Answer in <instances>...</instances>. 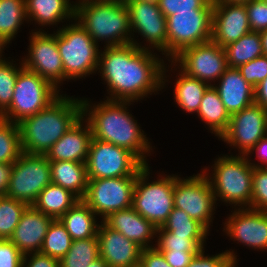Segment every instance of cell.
Here are the masks:
<instances>
[{"instance_id":"6da1fadb","label":"cell","mask_w":267,"mask_h":267,"mask_svg":"<svg viewBox=\"0 0 267 267\" xmlns=\"http://www.w3.org/2000/svg\"><path fill=\"white\" fill-rule=\"evenodd\" d=\"M104 48L98 70L109 88L107 100L135 102L165 87L166 66L150 49L132 43Z\"/></svg>"},{"instance_id":"7a4b0ae2","label":"cell","mask_w":267,"mask_h":267,"mask_svg":"<svg viewBox=\"0 0 267 267\" xmlns=\"http://www.w3.org/2000/svg\"><path fill=\"white\" fill-rule=\"evenodd\" d=\"M129 104L132 103L106 99L92 107L87 98H83L82 116H86L84 119L91 127L92 138L126 148L148 165L145 154H149L152 147L137 120L129 114L126 107Z\"/></svg>"},{"instance_id":"3957f363","label":"cell","mask_w":267,"mask_h":267,"mask_svg":"<svg viewBox=\"0 0 267 267\" xmlns=\"http://www.w3.org/2000/svg\"><path fill=\"white\" fill-rule=\"evenodd\" d=\"M82 117V99L60 95L45 109L18 124L22 152H46Z\"/></svg>"},{"instance_id":"277c9868","label":"cell","mask_w":267,"mask_h":267,"mask_svg":"<svg viewBox=\"0 0 267 267\" xmlns=\"http://www.w3.org/2000/svg\"><path fill=\"white\" fill-rule=\"evenodd\" d=\"M98 44L106 40L107 47L140 43L132 38L129 11L123 1L81 0L75 3V19ZM134 39V40H133ZM100 40V41H99Z\"/></svg>"},{"instance_id":"5b68a950","label":"cell","mask_w":267,"mask_h":267,"mask_svg":"<svg viewBox=\"0 0 267 267\" xmlns=\"http://www.w3.org/2000/svg\"><path fill=\"white\" fill-rule=\"evenodd\" d=\"M248 156L223 155L214 161L212 177L206 175L217 198L240 208H251L253 167Z\"/></svg>"},{"instance_id":"8992f818","label":"cell","mask_w":267,"mask_h":267,"mask_svg":"<svg viewBox=\"0 0 267 267\" xmlns=\"http://www.w3.org/2000/svg\"><path fill=\"white\" fill-rule=\"evenodd\" d=\"M99 44L79 23L57 31V46L64 69V81L86 77L98 70Z\"/></svg>"},{"instance_id":"52a82bcc","label":"cell","mask_w":267,"mask_h":267,"mask_svg":"<svg viewBox=\"0 0 267 267\" xmlns=\"http://www.w3.org/2000/svg\"><path fill=\"white\" fill-rule=\"evenodd\" d=\"M59 92L51 82L23 67L18 73L11 104L0 118L17 124L45 109L61 95Z\"/></svg>"},{"instance_id":"ba28073f","label":"cell","mask_w":267,"mask_h":267,"mask_svg":"<svg viewBox=\"0 0 267 267\" xmlns=\"http://www.w3.org/2000/svg\"><path fill=\"white\" fill-rule=\"evenodd\" d=\"M149 165L137 174L134 183L132 208L149 220L156 228L162 227L174 208V182L176 176L166 175L157 181L147 182L150 176Z\"/></svg>"},{"instance_id":"9c48e42d","label":"cell","mask_w":267,"mask_h":267,"mask_svg":"<svg viewBox=\"0 0 267 267\" xmlns=\"http://www.w3.org/2000/svg\"><path fill=\"white\" fill-rule=\"evenodd\" d=\"M145 164L131 151L92 138L86 160L88 179L137 175Z\"/></svg>"},{"instance_id":"30bf717a","label":"cell","mask_w":267,"mask_h":267,"mask_svg":"<svg viewBox=\"0 0 267 267\" xmlns=\"http://www.w3.org/2000/svg\"><path fill=\"white\" fill-rule=\"evenodd\" d=\"M50 183V161L46 155L22 152L13 163L6 196L32 205Z\"/></svg>"},{"instance_id":"8fae6325","label":"cell","mask_w":267,"mask_h":267,"mask_svg":"<svg viewBox=\"0 0 267 267\" xmlns=\"http://www.w3.org/2000/svg\"><path fill=\"white\" fill-rule=\"evenodd\" d=\"M206 170L186 179L176 176L173 198L175 208L185 211L209 231L216 199L206 177Z\"/></svg>"},{"instance_id":"7c38bea8","label":"cell","mask_w":267,"mask_h":267,"mask_svg":"<svg viewBox=\"0 0 267 267\" xmlns=\"http://www.w3.org/2000/svg\"><path fill=\"white\" fill-rule=\"evenodd\" d=\"M136 178L137 175L88 179L87 191L82 200L103 220L112 212L132 207Z\"/></svg>"},{"instance_id":"4fadbf2b","label":"cell","mask_w":267,"mask_h":267,"mask_svg":"<svg viewBox=\"0 0 267 267\" xmlns=\"http://www.w3.org/2000/svg\"><path fill=\"white\" fill-rule=\"evenodd\" d=\"M166 21L168 61L185 48L211 40L212 12H177Z\"/></svg>"},{"instance_id":"5bb4252c","label":"cell","mask_w":267,"mask_h":267,"mask_svg":"<svg viewBox=\"0 0 267 267\" xmlns=\"http://www.w3.org/2000/svg\"><path fill=\"white\" fill-rule=\"evenodd\" d=\"M171 62L175 63L174 66L179 63L180 70L186 75L209 85H213L212 81H219L228 68L224 48L212 40L185 48Z\"/></svg>"},{"instance_id":"9a60e30c","label":"cell","mask_w":267,"mask_h":267,"mask_svg":"<svg viewBox=\"0 0 267 267\" xmlns=\"http://www.w3.org/2000/svg\"><path fill=\"white\" fill-rule=\"evenodd\" d=\"M267 135V109L253 103L230 117L222 141L239 149L238 155L246 156L255 144Z\"/></svg>"},{"instance_id":"2e32d148","label":"cell","mask_w":267,"mask_h":267,"mask_svg":"<svg viewBox=\"0 0 267 267\" xmlns=\"http://www.w3.org/2000/svg\"><path fill=\"white\" fill-rule=\"evenodd\" d=\"M32 32L28 56L23 58V66L36 72L42 78L51 82L57 89L58 84L64 81V69L57 46V32Z\"/></svg>"},{"instance_id":"e0dca14e","label":"cell","mask_w":267,"mask_h":267,"mask_svg":"<svg viewBox=\"0 0 267 267\" xmlns=\"http://www.w3.org/2000/svg\"><path fill=\"white\" fill-rule=\"evenodd\" d=\"M224 232L252 249L267 250V212L251 208L236 209L224 223Z\"/></svg>"},{"instance_id":"ac0fdd59","label":"cell","mask_w":267,"mask_h":267,"mask_svg":"<svg viewBox=\"0 0 267 267\" xmlns=\"http://www.w3.org/2000/svg\"><path fill=\"white\" fill-rule=\"evenodd\" d=\"M251 32L245 3L213 2L211 40L221 47Z\"/></svg>"},{"instance_id":"d6986e66","label":"cell","mask_w":267,"mask_h":267,"mask_svg":"<svg viewBox=\"0 0 267 267\" xmlns=\"http://www.w3.org/2000/svg\"><path fill=\"white\" fill-rule=\"evenodd\" d=\"M127 8L131 31L140 33L144 40L149 42V46L167 56V21L159 5L132 2Z\"/></svg>"},{"instance_id":"ffe728a7","label":"cell","mask_w":267,"mask_h":267,"mask_svg":"<svg viewBox=\"0 0 267 267\" xmlns=\"http://www.w3.org/2000/svg\"><path fill=\"white\" fill-rule=\"evenodd\" d=\"M98 227L97 238L100 257L109 267H136L140 264L142 247L111 229L103 221Z\"/></svg>"},{"instance_id":"44dd1931","label":"cell","mask_w":267,"mask_h":267,"mask_svg":"<svg viewBox=\"0 0 267 267\" xmlns=\"http://www.w3.org/2000/svg\"><path fill=\"white\" fill-rule=\"evenodd\" d=\"M52 220L51 216L45 215L29 205L9 240L23 255L40 252Z\"/></svg>"},{"instance_id":"7402d4cb","label":"cell","mask_w":267,"mask_h":267,"mask_svg":"<svg viewBox=\"0 0 267 267\" xmlns=\"http://www.w3.org/2000/svg\"><path fill=\"white\" fill-rule=\"evenodd\" d=\"M86 126H84V123ZM83 124V125H82ZM85 128H84V127ZM83 127V128H82ZM92 131L82 116L71 128L46 152L49 161H74L86 163Z\"/></svg>"},{"instance_id":"603a6c76","label":"cell","mask_w":267,"mask_h":267,"mask_svg":"<svg viewBox=\"0 0 267 267\" xmlns=\"http://www.w3.org/2000/svg\"><path fill=\"white\" fill-rule=\"evenodd\" d=\"M102 221L143 249L153 247L149 242L154 239V235L157 237V228L132 207L112 212Z\"/></svg>"},{"instance_id":"cb8c5ba5","label":"cell","mask_w":267,"mask_h":267,"mask_svg":"<svg viewBox=\"0 0 267 267\" xmlns=\"http://www.w3.org/2000/svg\"><path fill=\"white\" fill-rule=\"evenodd\" d=\"M219 80L214 88L230 116L255 103L254 87L242 77L238 68L228 67Z\"/></svg>"},{"instance_id":"d4e9b609","label":"cell","mask_w":267,"mask_h":267,"mask_svg":"<svg viewBox=\"0 0 267 267\" xmlns=\"http://www.w3.org/2000/svg\"><path fill=\"white\" fill-rule=\"evenodd\" d=\"M51 182L71 191L83 199L87 191L86 163L74 161H50Z\"/></svg>"},{"instance_id":"484cf974","label":"cell","mask_w":267,"mask_h":267,"mask_svg":"<svg viewBox=\"0 0 267 267\" xmlns=\"http://www.w3.org/2000/svg\"><path fill=\"white\" fill-rule=\"evenodd\" d=\"M70 0H25L27 20L41 26L56 25L67 18L75 19V5Z\"/></svg>"},{"instance_id":"4316f807","label":"cell","mask_w":267,"mask_h":267,"mask_svg":"<svg viewBox=\"0 0 267 267\" xmlns=\"http://www.w3.org/2000/svg\"><path fill=\"white\" fill-rule=\"evenodd\" d=\"M96 214L80 199L59 220L65 226L72 240L97 236L99 224Z\"/></svg>"},{"instance_id":"83f0119b","label":"cell","mask_w":267,"mask_h":267,"mask_svg":"<svg viewBox=\"0 0 267 267\" xmlns=\"http://www.w3.org/2000/svg\"><path fill=\"white\" fill-rule=\"evenodd\" d=\"M79 200L71 191L51 182L39 193L32 206L53 219H59Z\"/></svg>"},{"instance_id":"f1b7e54d","label":"cell","mask_w":267,"mask_h":267,"mask_svg":"<svg viewBox=\"0 0 267 267\" xmlns=\"http://www.w3.org/2000/svg\"><path fill=\"white\" fill-rule=\"evenodd\" d=\"M198 117L205 122L213 134L219 137L227 130L230 115L220 99L214 85H210L204 92L200 107L197 111Z\"/></svg>"},{"instance_id":"f546056e","label":"cell","mask_w":267,"mask_h":267,"mask_svg":"<svg viewBox=\"0 0 267 267\" xmlns=\"http://www.w3.org/2000/svg\"><path fill=\"white\" fill-rule=\"evenodd\" d=\"M224 48L228 67L239 68L264 55L260 32H249Z\"/></svg>"},{"instance_id":"4dcf8cb0","label":"cell","mask_w":267,"mask_h":267,"mask_svg":"<svg viewBox=\"0 0 267 267\" xmlns=\"http://www.w3.org/2000/svg\"><path fill=\"white\" fill-rule=\"evenodd\" d=\"M174 99L182 110L197 113L204 92L210 86L208 83L186 75L180 70L175 81Z\"/></svg>"},{"instance_id":"1f68e13d","label":"cell","mask_w":267,"mask_h":267,"mask_svg":"<svg viewBox=\"0 0 267 267\" xmlns=\"http://www.w3.org/2000/svg\"><path fill=\"white\" fill-rule=\"evenodd\" d=\"M27 20L25 0H0V41L6 46Z\"/></svg>"},{"instance_id":"d6a6232c","label":"cell","mask_w":267,"mask_h":267,"mask_svg":"<svg viewBox=\"0 0 267 267\" xmlns=\"http://www.w3.org/2000/svg\"><path fill=\"white\" fill-rule=\"evenodd\" d=\"M100 257L97 236L81 240H72L70 249L60 260V267H88Z\"/></svg>"},{"instance_id":"836d02e7","label":"cell","mask_w":267,"mask_h":267,"mask_svg":"<svg viewBox=\"0 0 267 267\" xmlns=\"http://www.w3.org/2000/svg\"><path fill=\"white\" fill-rule=\"evenodd\" d=\"M72 239L59 219L50 223L40 253L61 260L70 249Z\"/></svg>"},{"instance_id":"e575fe53","label":"cell","mask_w":267,"mask_h":267,"mask_svg":"<svg viewBox=\"0 0 267 267\" xmlns=\"http://www.w3.org/2000/svg\"><path fill=\"white\" fill-rule=\"evenodd\" d=\"M160 228L163 231L187 235V237H207L209 234V231L201 223L192 219L185 211L175 207Z\"/></svg>"},{"instance_id":"d590c367","label":"cell","mask_w":267,"mask_h":267,"mask_svg":"<svg viewBox=\"0 0 267 267\" xmlns=\"http://www.w3.org/2000/svg\"><path fill=\"white\" fill-rule=\"evenodd\" d=\"M21 153L18 124L0 118V163H14Z\"/></svg>"},{"instance_id":"8d00e7d4","label":"cell","mask_w":267,"mask_h":267,"mask_svg":"<svg viewBox=\"0 0 267 267\" xmlns=\"http://www.w3.org/2000/svg\"><path fill=\"white\" fill-rule=\"evenodd\" d=\"M29 205L20 200L0 196V238L10 239L23 212Z\"/></svg>"},{"instance_id":"74e56055","label":"cell","mask_w":267,"mask_h":267,"mask_svg":"<svg viewBox=\"0 0 267 267\" xmlns=\"http://www.w3.org/2000/svg\"><path fill=\"white\" fill-rule=\"evenodd\" d=\"M157 246L159 251H200L204 248L206 237H187V235L172 234L157 228Z\"/></svg>"},{"instance_id":"f35d334b","label":"cell","mask_w":267,"mask_h":267,"mask_svg":"<svg viewBox=\"0 0 267 267\" xmlns=\"http://www.w3.org/2000/svg\"><path fill=\"white\" fill-rule=\"evenodd\" d=\"M14 65L0 59V115L10 106L18 73L24 67L22 62L18 68Z\"/></svg>"},{"instance_id":"ab89813d","label":"cell","mask_w":267,"mask_h":267,"mask_svg":"<svg viewBox=\"0 0 267 267\" xmlns=\"http://www.w3.org/2000/svg\"><path fill=\"white\" fill-rule=\"evenodd\" d=\"M159 9L167 18L177 12H213L212 0H160Z\"/></svg>"},{"instance_id":"60d3db41","label":"cell","mask_w":267,"mask_h":267,"mask_svg":"<svg viewBox=\"0 0 267 267\" xmlns=\"http://www.w3.org/2000/svg\"><path fill=\"white\" fill-rule=\"evenodd\" d=\"M251 209L267 212V167H253Z\"/></svg>"},{"instance_id":"b9f144b4","label":"cell","mask_w":267,"mask_h":267,"mask_svg":"<svg viewBox=\"0 0 267 267\" xmlns=\"http://www.w3.org/2000/svg\"><path fill=\"white\" fill-rule=\"evenodd\" d=\"M204 248L201 249L192 259L187 267H232L237 264L234 251H224L215 256L204 255Z\"/></svg>"},{"instance_id":"7bdbcfd3","label":"cell","mask_w":267,"mask_h":267,"mask_svg":"<svg viewBox=\"0 0 267 267\" xmlns=\"http://www.w3.org/2000/svg\"><path fill=\"white\" fill-rule=\"evenodd\" d=\"M252 32L267 30V0H251L245 3Z\"/></svg>"},{"instance_id":"ee69618b","label":"cell","mask_w":267,"mask_h":267,"mask_svg":"<svg viewBox=\"0 0 267 267\" xmlns=\"http://www.w3.org/2000/svg\"><path fill=\"white\" fill-rule=\"evenodd\" d=\"M238 69L242 77L255 88L267 76V55L257 57Z\"/></svg>"},{"instance_id":"f6af8a7d","label":"cell","mask_w":267,"mask_h":267,"mask_svg":"<svg viewBox=\"0 0 267 267\" xmlns=\"http://www.w3.org/2000/svg\"><path fill=\"white\" fill-rule=\"evenodd\" d=\"M24 255L9 240H0V267H22Z\"/></svg>"},{"instance_id":"bcb514c9","label":"cell","mask_w":267,"mask_h":267,"mask_svg":"<svg viewBox=\"0 0 267 267\" xmlns=\"http://www.w3.org/2000/svg\"><path fill=\"white\" fill-rule=\"evenodd\" d=\"M140 265L142 267H171L162 252L154 246L142 249Z\"/></svg>"},{"instance_id":"7dc6e473","label":"cell","mask_w":267,"mask_h":267,"mask_svg":"<svg viewBox=\"0 0 267 267\" xmlns=\"http://www.w3.org/2000/svg\"><path fill=\"white\" fill-rule=\"evenodd\" d=\"M22 267H60V261L40 252L28 253L23 257Z\"/></svg>"},{"instance_id":"c3c4849f","label":"cell","mask_w":267,"mask_h":267,"mask_svg":"<svg viewBox=\"0 0 267 267\" xmlns=\"http://www.w3.org/2000/svg\"><path fill=\"white\" fill-rule=\"evenodd\" d=\"M171 267H187L199 251H161Z\"/></svg>"},{"instance_id":"681fc988","label":"cell","mask_w":267,"mask_h":267,"mask_svg":"<svg viewBox=\"0 0 267 267\" xmlns=\"http://www.w3.org/2000/svg\"><path fill=\"white\" fill-rule=\"evenodd\" d=\"M254 150H256L257 157H259V160L262 163H259L261 165H258V164L250 162L251 166L252 167H267V135L261 138L246 156L251 154ZM262 164L265 166H263Z\"/></svg>"},{"instance_id":"f907efd6","label":"cell","mask_w":267,"mask_h":267,"mask_svg":"<svg viewBox=\"0 0 267 267\" xmlns=\"http://www.w3.org/2000/svg\"><path fill=\"white\" fill-rule=\"evenodd\" d=\"M12 168L13 163H0V196L6 195Z\"/></svg>"},{"instance_id":"816d5d0a","label":"cell","mask_w":267,"mask_h":267,"mask_svg":"<svg viewBox=\"0 0 267 267\" xmlns=\"http://www.w3.org/2000/svg\"><path fill=\"white\" fill-rule=\"evenodd\" d=\"M255 103L267 109V76L254 88Z\"/></svg>"},{"instance_id":"f5cc1de1","label":"cell","mask_w":267,"mask_h":267,"mask_svg":"<svg viewBox=\"0 0 267 267\" xmlns=\"http://www.w3.org/2000/svg\"><path fill=\"white\" fill-rule=\"evenodd\" d=\"M261 41H262V49L264 55H267V30L260 32Z\"/></svg>"},{"instance_id":"db71d44e","label":"cell","mask_w":267,"mask_h":267,"mask_svg":"<svg viewBox=\"0 0 267 267\" xmlns=\"http://www.w3.org/2000/svg\"><path fill=\"white\" fill-rule=\"evenodd\" d=\"M88 267H109L106 262L101 258L98 257L96 260L91 262Z\"/></svg>"},{"instance_id":"11a10c76","label":"cell","mask_w":267,"mask_h":267,"mask_svg":"<svg viewBox=\"0 0 267 267\" xmlns=\"http://www.w3.org/2000/svg\"><path fill=\"white\" fill-rule=\"evenodd\" d=\"M123 2L126 6L132 2H146L151 5H159L160 0H123Z\"/></svg>"},{"instance_id":"9f6ffc18","label":"cell","mask_w":267,"mask_h":267,"mask_svg":"<svg viewBox=\"0 0 267 267\" xmlns=\"http://www.w3.org/2000/svg\"><path fill=\"white\" fill-rule=\"evenodd\" d=\"M213 2L246 3L251 0H212Z\"/></svg>"},{"instance_id":"6f0895ef","label":"cell","mask_w":267,"mask_h":267,"mask_svg":"<svg viewBox=\"0 0 267 267\" xmlns=\"http://www.w3.org/2000/svg\"><path fill=\"white\" fill-rule=\"evenodd\" d=\"M4 47H6L1 41H0V59L2 58V52L4 50Z\"/></svg>"},{"instance_id":"680465c9","label":"cell","mask_w":267,"mask_h":267,"mask_svg":"<svg viewBox=\"0 0 267 267\" xmlns=\"http://www.w3.org/2000/svg\"><path fill=\"white\" fill-rule=\"evenodd\" d=\"M105 1H123V0H105Z\"/></svg>"}]
</instances>
